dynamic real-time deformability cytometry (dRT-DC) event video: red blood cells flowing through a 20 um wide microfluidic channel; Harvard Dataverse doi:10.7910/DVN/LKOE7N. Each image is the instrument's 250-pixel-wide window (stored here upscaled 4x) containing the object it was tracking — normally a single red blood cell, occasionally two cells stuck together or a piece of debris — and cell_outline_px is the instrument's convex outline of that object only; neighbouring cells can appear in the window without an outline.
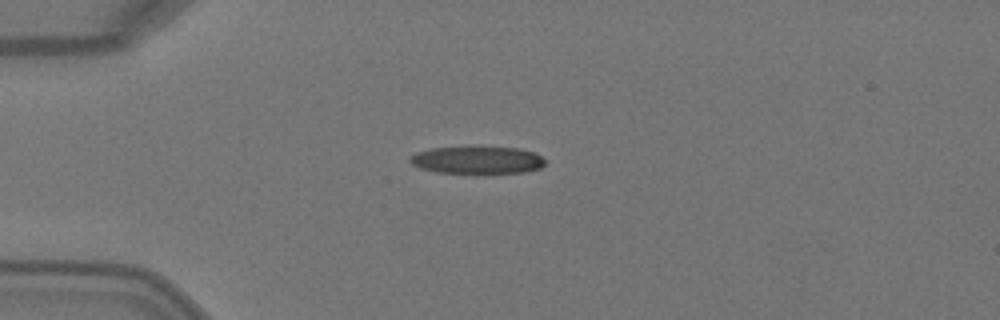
{"species": "Egyptian fruit bat (a non-hibernating species)", "species_latin": "Rousettus aegyptiacus", "temperature_condition": "warm", "stored_images_in_passage": 1, "camera_frame_rate_fps": 3000, "um_per_image_px": 0.085, "animal": {"sex": "female"}, "frame": {"image": 1, "passage_image": 1, "time_ms": 0.0, "image_size_px": [1000, 320], "cell_outline_px": [[544, 164], [540, 168], [524, 172], [484, 176], [436, 172], [420, 168], [412, 164], [408, 160], [416, 152], [432, 148], [468, 144], [476, 144], [520, 148], [536, 152], [544, 160]], "centroid_in_image_um": [40.57, 13.6], "position_along_channel_um": 44.4, "area_um2": 23.58}}